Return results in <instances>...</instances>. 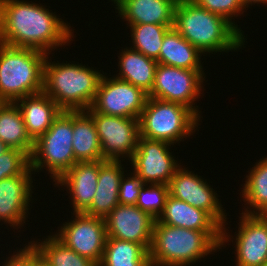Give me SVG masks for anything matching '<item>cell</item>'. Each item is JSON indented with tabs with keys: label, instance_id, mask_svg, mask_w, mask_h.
Wrapping results in <instances>:
<instances>
[{
	"label": "cell",
	"instance_id": "1",
	"mask_svg": "<svg viewBox=\"0 0 267 266\" xmlns=\"http://www.w3.org/2000/svg\"><path fill=\"white\" fill-rule=\"evenodd\" d=\"M70 28L55 12L41 4L25 0H0L2 44L33 48L49 55L52 49L73 40L74 32Z\"/></svg>",
	"mask_w": 267,
	"mask_h": 266
},
{
	"label": "cell",
	"instance_id": "2",
	"mask_svg": "<svg viewBox=\"0 0 267 266\" xmlns=\"http://www.w3.org/2000/svg\"><path fill=\"white\" fill-rule=\"evenodd\" d=\"M173 27L203 54L235 51L246 39L224 17L199 7L192 0L177 2Z\"/></svg>",
	"mask_w": 267,
	"mask_h": 266
},
{
	"label": "cell",
	"instance_id": "3",
	"mask_svg": "<svg viewBox=\"0 0 267 266\" xmlns=\"http://www.w3.org/2000/svg\"><path fill=\"white\" fill-rule=\"evenodd\" d=\"M222 231H198L155 220L149 250L151 266H190L221 249Z\"/></svg>",
	"mask_w": 267,
	"mask_h": 266
},
{
	"label": "cell",
	"instance_id": "4",
	"mask_svg": "<svg viewBox=\"0 0 267 266\" xmlns=\"http://www.w3.org/2000/svg\"><path fill=\"white\" fill-rule=\"evenodd\" d=\"M44 62L43 92L62 111H86L95 99L104 73L74 63ZM48 59V60H47Z\"/></svg>",
	"mask_w": 267,
	"mask_h": 266
},
{
	"label": "cell",
	"instance_id": "5",
	"mask_svg": "<svg viewBox=\"0 0 267 266\" xmlns=\"http://www.w3.org/2000/svg\"><path fill=\"white\" fill-rule=\"evenodd\" d=\"M47 54L0 43V102H15L43 92Z\"/></svg>",
	"mask_w": 267,
	"mask_h": 266
},
{
	"label": "cell",
	"instance_id": "6",
	"mask_svg": "<svg viewBox=\"0 0 267 266\" xmlns=\"http://www.w3.org/2000/svg\"><path fill=\"white\" fill-rule=\"evenodd\" d=\"M198 122L200 119L188 107L148 97L139 117L140 137L174 145L191 136Z\"/></svg>",
	"mask_w": 267,
	"mask_h": 266
},
{
	"label": "cell",
	"instance_id": "7",
	"mask_svg": "<svg viewBox=\"0 0 267 266\" xmlns=\"http://www.w3.org/2000/svg\"><path fill=\"white\" fill-rule=\"evenodd\" d=\"M73 111H61L52 126L34 142L30 167L34 172L48 170L56 182L76 162L73 141Z\"/></svg>",
	"mask_w": 267,
	"mask_h": 266
},
{
	"label": "cell",
	"instance_id": "8",
	"mask_svg": "<svg viewBox=\"0 0 267 266\" xmlns=\"http://www.w3.org/2000/svg\"><path fill=\"white\" fill-rule=\"evenodd\" d=\"M204 74L203 69H184L158 63L148 97L186 106L200 119L201 111L194 106V101L202 94Z\"/></svg>",
	"mask_w": 267,
	"mask_h": 266
},
{
	"label": "cell",
	"instance_id": "9",
	"mask_svg": "<svg viewBox=\"0 0 267 266\" xmlns=\"http://www.w3.org/2000/svg\"><path fill=\"white\" fill-rule=\"evenodd\" d=\"M184 166H180L174 176L168 183L169 195L185 201L191 206L206 211L221 227H222V242L221 248L228 241L230 242L229 236L225 229L228 224L223 205L218 199V195L211 185L208 184L204 178L199 175H195L194 172L186 170Z\"/></svg>",
	"mask_w": 267,
	"mask_h": 266
},
{
	"label": "cell",
	"instance_id": "10",
	"mask_svg": "<svg viewBox=\"0 0 267 266\" xmlns=\"http://www.w3.org/2000/svg\"><path fill=\"white\" fill-rule=\"evenodd\" d=\"M103 74L95 99L86 112L139 119L148 94L131 83Z\"/></svg>",
	"mask_w": 267,
	"mask_h": 266
},
{
	"label": "cell",
	"instance_id": "11",
	"mask_svg": "<svg viewBox=\"0 0 267 266\" xmlns=\"http://www.w3.org/2000/svg\"><path fill=\"white\" fill-rule=\"evenodd\" d=\"M87 113L95 123L103 160H120L126 155L131 159L140 137L139 119Z\"/></svg>",
	"mask_w": 267,
	"mask_h": 266
},
{
	"label": "cell",
	"instance_id": "12",
	"mask_svg": "<svg viewBox=\"0 0 267 266\" xmlns=\"http://www.w3.org/2000/svg\"><path fill=\"white\" fill-rule=\"evenodd\" d=\"M74 215L75 218L65 222L54 235L67 247L99 265L107 240L105 218L84 213H73Z\"/></svg>",
	"mask_w": 267,
	"mask_h": 266
},
{
	"label": "cell",
	"instance_id": "13",
	"mask_svg": "<svg viewBox=\"0 0 267 266\" xmlns=\"http://www.w3.org/2000/svg\"><path fill=\"white\" fill-rule=\"evenodd\" d=\"M172 144L161 140L139 137L137 149L131 161L133 172L145 184H166L181 166L170 153Z\"/></svg>",
	"mask_w": 267,
	"mask_h": 266
},
{
	"label": "cell",
	"instance_id": "14",
	"mask_svg": "<svg viewBox=\"0 0 267 266\" xmlns=\"http://www.w3.org/2000/svg\"><path fill=\"white\" fill-rule=\"evenodd\" d=\"M155 220L136 205L118 204L106 217L107 237L151 247Z\"/></svg>",
	"mask_w": 267,
	"mask_h": 266
},
{
	"label": "cell",
	"instance_id": "15",
	"mask_svg": "<svg viewBox=\"0 0 267 266\" xmlns=\"http://www.w3.org/2000/svg\"><path fill=\"white\" fill-rule=\"evenodd\" d=\"M235 240L236 266L267 264V217L241 213Z\"/></svg>",
	"mask_w": 267,
	"mask_h": 266
},
{
	"label": "cell",
	"instance_id": "16",
	"mask_svg": "<svg viewBox=\"0 0 267 266\" xmlns=\"http://www.w3.org/2000/svg\"><path fill=\"white\" fill-rule=\"evenodd\" d=\"M32 172L29 167L21 175L0 180V221L11 224L14 229L22 227L28 217L33 192Z\"/></svg>",
	"mask_w": 267,
	"mask_h": 266
},
{
	"label": "cell",
	"instance_id": "17",
	"mask_svg": "<svg viewBox=\"0 0 267 266\" xmlns=\"http://www.w3.org/2000/svg\"><path fill=\"white\" fill-rule=\"evenodd\" d=\"M98 161H77L54 185L66 186L71 196L73 213H84L91 205L98 183Z\"/></svg>",
	"mask_w": 267,
	"mask_h": 266
},
{
	"label": "cell",
	"instance_id": "18",
	"mask_svg": "<svg viewBox=\"0 0 267 266\" xmlns=\"http://www.w3.org/2000/svg\"><path fill=\"white\" fill-rule=\"evenodd\" d=\"M122 166L121 160H104L100 164L97 190L84 214L105 218L119 204L120 180L125 174Z\"/></svg>",
	"mask_w": 267,
	"mask_h": 266
},
{
	"label": "cell",
	"instance_id": "19",
	"mask_svg": "<svg viewBox=\"0 0 267 266\" xmlns=\"http://www.w3.org/2000/svg\"><path fill=\"white\" fill-rule=\"evenodd\" d=\"M30 138L35 142L61 113L59 106L44 92L25 96L15 101Z\"/></svg>",
	"mask_w": 267,
	"mask_h": 266
},
{
	"label": "cell",
	"instance_id": "20",
	"mask_svg": "<svg viewBox=\"0 0 267 266\" xmlns=\"http://www.w3.org/2000/svg\"><path fill=\"white\" fill-rule=\"evenodd\" d=\"M157 221L165 225L198 231H222V227L206 212L168 195L164 211Z\"/></svg>",
	"mask_w": 267,
	"mask_h": 266
},
{
	"label": "cell",
	"instance_id": "21",
	"mask_svg": "<svg viewBox=\"0 0 267 266\" xmlns=\"http://www.w3.org/2000/svg\"><path fill=\"white\" fill-rule=\"evenodd\" d=\"M177 1L175 0H132L117 13L127 25L159 24L173 25Z\"/></svg>",
	"mask_w": 267,
	"mask_h": 266
},
{
	"label": "cell",
	"instance_id": "22",
	"mask_svg": "<svg viewBox=\"0 0 267 266\" xmlns=\"http://www.w3.org/2000/svg\"><path fill=\"white\" fill-rule=\"evenodd\" d=\"M121 51L118 56V68L120 69L115 77L129 82L149 94L154 85L158 62L132 49V46Z\"/></svg>",
	"mask_w": 267,
	"mask_h": 266
},
{
	"label": "cell",
	"instance_id": "23",
	"mask_svg": "<svg viewBox=\"0 0 267 266\" xmlns=\"http://www.w3.org/2000/svg\"><path fill=\"white\" fill-rule=\"evenodd\" d=\"M195 46L184 39L174 27L165 34L159 52V63L184 69H203L201 56Z\"/></svg>",
	"mask_w": 267,
	"mask_h": 266
},
{
	"label": "cell",
	"instance_id": "24",
	"mask_svg": "<svg viewBox=\"0 0 267 266\" xmlns=\"http://www.w3.org/2000/svg\"><path fill=\"white\" fill-rule=\"evenodd\" d=\"M72 147L77 161L103 160L95 123L86 111H73Z\"/></svg>",
	"mask_w": 267,
	"mask_h": 266
},
{
	"label": "cell",
	"instance_id": "25",
	"mask_svg": "<svg viewBox=\"0 0 267 266\" xmlns=\"http://www.w3.org/2000/svg\"><path fill=\"white\" fill-rule=\"evenodd\" d=\"M0 140L9 148L19 149L31 157L34 141L27 133L15 102H0Z\"/></svg>",
	"mask_w": 267,
	"mask_h": 266
},
{
	"label": "cell",
	"instance_id": "26",
	"mask_svg": "<svg viewBox=\"0 0 267 266\" xmlns=\"http://www.w3.org/2000/svg\"><path fill=\"white\" fill-rule=\"evenodd\" d=\"M255 164L246 176L243 190L240 192L244 198L243 201L247 202L245 205L249 206H246L247 208L242 213L265 215L267 214V157Z\"/></svg>",
	"mask_w": 267,
	"mask_h": 266
},
{
	"label": "cell",
	"instance_id": "27",
	"mask_svg": "<svg viewBox=\"0 0 267 266\" xmlns=\"http://www.w3.org/2000/svg\"><path fill=\"white\" fill-rule=\"evenodd\" d=\"M98 266H151L149 252L138 243L107 237Z\"/></svg>",
	"mask_w": 267,
	"mask_h": 266
},
{
	"label": "cell",
	"instance_id": "28",
	"mask_svg": "<svg viewBox=\"0 0 267 266\" xmlns=\"http://www.w3.org/2000/svg\"><path fill=\"white\" fill-rule=\"evenodd\" d=\"M30 242L48 266H98L95 262L67 247L55 235H49L41 242Z\"/></svg>",
	"mask_w": 267,
	"mask_h": 266
},
{
	"label": "cell",
	"instance_id": "29",
	"mask_svg": "<svg viewBox=\"0 0 267 266\" xmlns=\"http://www.w3.org/2000/svg\"><path fill=\"white\" fill-rule=\"evenodd\" d=\"M130 33L134 50L159 63V52L166 32L173 25L133 24Z\"/></svg>",
	"mask_w": 267,
	"mask_h": 266
},
{
	"label": "cell",
	"instance_id": "30",
	"mask_svg": "<svg viewBox=\"0 0 267 266\" xmlns=\"http://www.w3.org/2000/svg\"><path fill=\"white\" fill-rule=\"evenodd\" d=\"M146 186L147 184L141 188L136 206L157 220L164 211V206L169 195L168 185L150 184L148 188Z\"/></svg>",
	"mask_w": 267,
	"mask_h": 266
},
{
	"label": "cell",
	"instance_id": "31",
	"mask_svg": "<svg viewBox=\"0 0 267 266\" xmlns=\"http://www.w3.org/2000/svg\"><path fill=\"white\" fill-rule=\"evenodd\" d=\"M30 167V157L23 151L9 148L0 155V180L15 177Z\"/></svg>",
	"mask_w": 267,
	"mask_h": 266
},
{
	"label": "cell",
	"instance_id": "32",
	"mask_svg": "<svg viewBox=\"0 0 267 266\" xmlns=\"http://www.w3.org/2000/svg\"><path fill=\"white\" fill-rule=\"evenodd\" d=\"M199 7L204 8L211 13L217 14L224 17L228 22H230L242 35L243 32L235 25V21L232 18L237 17L239 14H243L245 7L241 0H192Z\"/></svg>",
	"mask_w": 267,
	"mask_h": 266
},
{
	"label": "cell",
	"instance_id": "33",
	"mask_svg": "<svg viewBox=\"0 0 267 266\" xmlns=\"http://www.w3.org/2000/svg\"><path fill=\"white\" fill-rule=\"evenodd\" d=\"M126 174L122 176L119 186V204L136 205L141 188L145 185L144 181L134 172L129 177Z\"/></svg>",
	"mask_w": 267,
	"mask_h": 266
},
{
	"label": "cell",
	"instance_id": "34",
	"mask_svg": "<svg viewBox=\"0 0 267 266\" xmlns=\"http://www.w3.org/2000/svg\"><path fill=\"white\" fill-rule=\"evenodd\" d=\"M15 253H13L12 256L7 257L8 259L4 261L2 266H36L42 259L39 251L31 242H28V245Z\"/></svg>",
	"mask_w": 267,
	"mask_h": 266
},
{
	"label": "cell",
	"instance_id": "35",
	"mask_svg": "<svg viewBox=\"0 0 267 266\" xmlns=\"http://www.w3.org/2000/svg\"><path fill=\"white\" fill-rule=\"evenodd\" d=\"M241 2L243 3L245 9L248 8L249 5H251V6H252V4L255 5V3H257V4H259V3L260 4L261 3L267 4V0H241Z\"/></svg>",
	"mask_w": 267,
	"mask_h": 266
},
{
	"label": "cell",
	"instance_id": "36",
	"mask_svg": "<svg viewBox=\"0 0 267 266\" xmlns=\"http://www.w3.org/2000/svg\"><path fill=\"white\" fill-rule=\"evenodd\" d=\"M114 4H116L115 8L119 11L127 2L132 0H113Z\"/></svg>",
	"mask_w": 267,
	"mask_h": 266
},
{
	"label": "cell",
	"instance_id": "37",
	"mask_svg": "<svg viewBox=\"0 0 267 266\" xmlns=\"http://www.w3.org/2000/svg\"><path fill=\"white\" fill-rule=\"evenodd\" d=\"M9 147L0 140V155H2Z\"/></svg>",
	"mask_w": 267,
	"mask_h": 266
},
{
	"label": "cell",
	"instance_id": "38",
	"mask_svg": "<svg viewBox=\"0 0 267 266\" xmlns=\"http://www.w3.org/2000/svg\"><path fill=\"white\" fill-rule=\"evenodd\" d=\"M36 266H48L47 265V263L44 261V260H40L37 264H36Z\"/></svg>",
	"mask_w": 267,
	"mask_h": 266
}]
</instances>
